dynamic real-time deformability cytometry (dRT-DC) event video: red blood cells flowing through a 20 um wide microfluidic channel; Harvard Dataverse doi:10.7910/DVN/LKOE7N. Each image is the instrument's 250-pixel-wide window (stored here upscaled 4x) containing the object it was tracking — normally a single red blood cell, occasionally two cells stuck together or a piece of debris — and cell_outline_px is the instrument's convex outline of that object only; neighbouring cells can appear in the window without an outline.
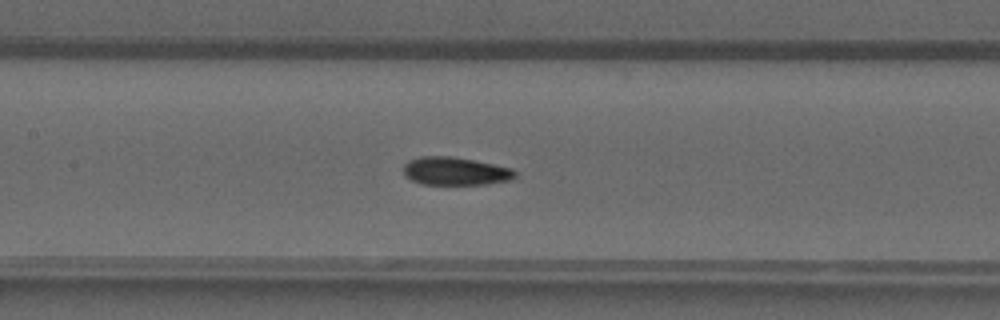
{"species": "common noctule bat (a hibernating species)", "species_latin": "Nyctalus noctula", "temperature_condition": "warm", "stored_images_in_passage": 51, "camera_frame_rate_fps": 3000, "um_per_image_px": 0.085, "animal": {"sex": "male", "forearm_length_mm": 52.5}, "frame": {"image": 1, "passage_image": 24, "time_ms": 7.667, "image_size_px": [1000, 320], "cell_outline_px": [[512, 176], [504, 180], [476, 184], [428, 184], [416, 180], [408, 176], [404, 172], [404, 168], [412, 160], [432, 156], [472, 160], [508, 168], [512, 172]], "centroid_in_image_um": [38.65, 14.56], "position_along_channel_um": 168.7, "area_um2": 16.47}}
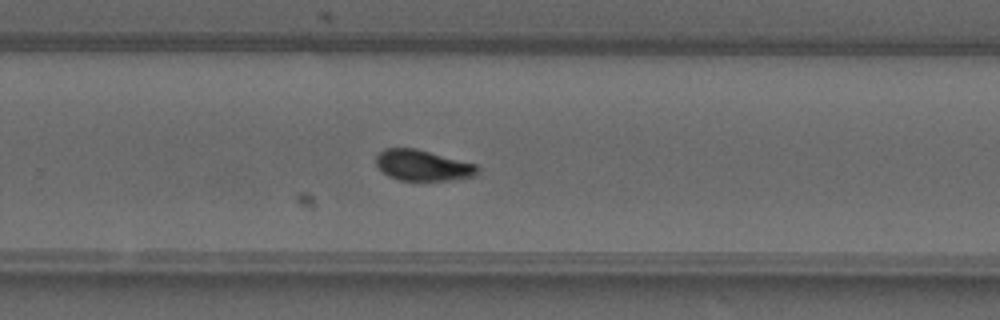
{"frame": {"image": 2, "passage_image": 33, "time_ms": 10.667, "image_size_px": [1000, 320], "cell_outline_px": [[476, 172], [464, 176], [436, 180], [404, 180], [392, 176], [384, 172], [380, 168], [376, 160], [380, 152], [388, 148], [412, 148], [472, 164], [476, 168]], "centroid_in_image_um": [35.8, 14.04], "position_along_channel_um": 294.0, "area_um2": 16.59}}
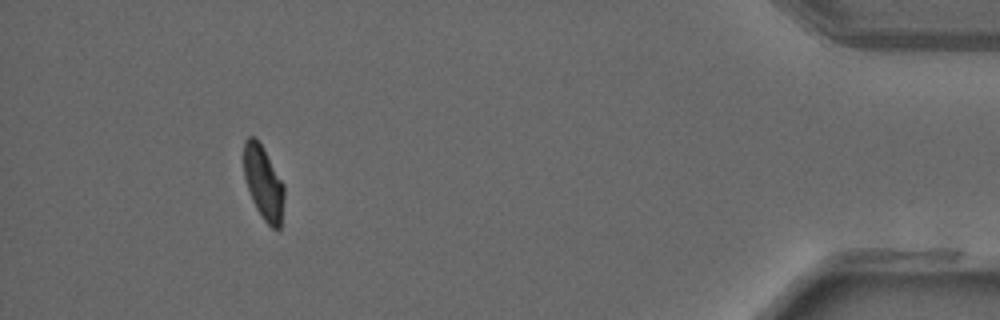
{"frame": {"image": 3, "passage_image": 46, "time_ms": 15.0, "image_size_px": [1000, 320], "cell_outline_px": [[284, 192], [280, 228], [272, 228], [264, 220], [248, 188], [244, 176], [244, 144], [252, 136], [260, 144], [280, 180], [284, 188]], "centroid_in_image_um": [22.39, 15.57], "position_along_channel_um": 412.8, "area_um2": 16.13}, "authors_computed_cell_mechanics": {"area_um2": 16.184, "velocity_mm_per_s": 4.1955, "shape_relaxation_time_tau1_ms": 6.6155, "shape_relaxation_time_tau2_ms": 1.5642, "deformation_change_tau1": 0.2032, "deformation_change_tau2": 0.0679}}